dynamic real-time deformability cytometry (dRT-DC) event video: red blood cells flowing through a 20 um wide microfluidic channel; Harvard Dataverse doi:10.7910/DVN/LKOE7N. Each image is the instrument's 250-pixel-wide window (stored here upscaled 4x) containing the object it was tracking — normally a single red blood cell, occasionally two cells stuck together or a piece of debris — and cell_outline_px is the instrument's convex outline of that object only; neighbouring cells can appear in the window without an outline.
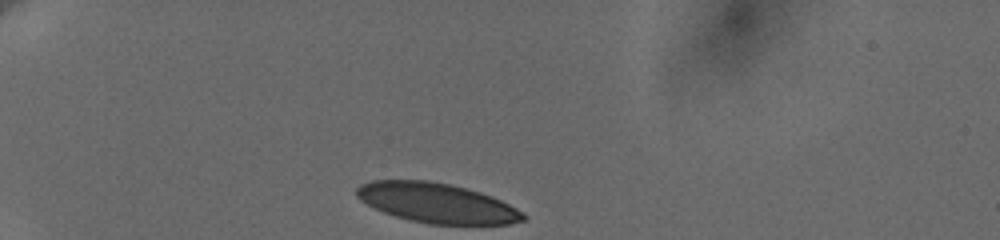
{"species": "human", "species_latin": "Homo sapiens", "temperature_condition": "cold", "stored_images_in_passage": 35, "camera_frame_rate_fps": 3000, "um_per_image_px": 0.085, "donor": {"sex": "female"}, "frame": {"image": 1, "passage_image": 1, "time_ms": 0.0, "image_size_px": [1000, 240], "cell_outline_px": [[528, 216], [524, 220], [508, 224], [428, 224], [408, 220], [384, 212], [360, 200], [356, 196], [356, 188], [360, 184], [372, 180], [428, 180], [452, 184], [480, 192], [492, 196], [524, 212]], "centroid_in_image_um": [37.13, 17.24], "position_along_channel_um": 47.9, "area_um2": 38.67}}
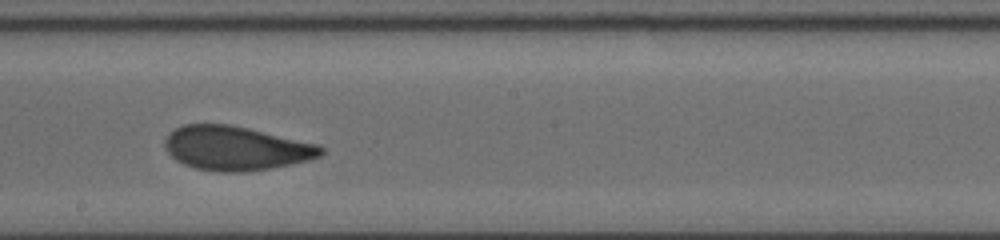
{"frame": {"image": 2, "passage_image": 20, "time_ms": 6.333, "image_size_px": [1000, 240], "cell_outline_px": [[324, 152], [320, 156], [308, 160], [292, 164], [244, 172], [216, 172], [196, 168], [184, 164], [176, 160], [164, 148], [164, 140], [176, 128], [184, 124], [228, 124], [248, 128], [320, 144], [324, 148]], "centroid_in_image_um": [20.07, 12.6], "position_along_channel_um": 228.1, "area_um2": 40.11}}
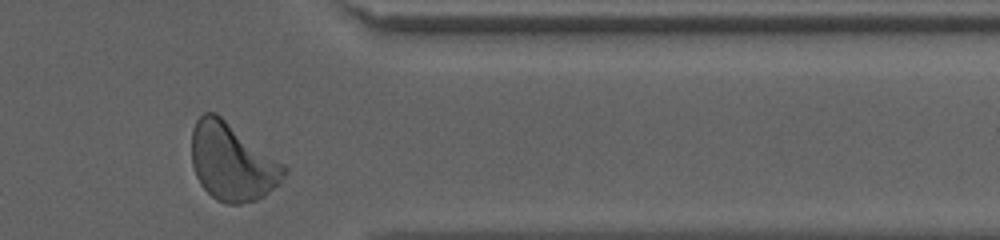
{"frame": {"image": 3, "passage_image": 34, "time_ms": 11.0, "image_size_px": [1000, 240], "cell_outline_px": [[288, 172], [280, 184], [264, 196], [256, 200], [240, 204], [224, 204], [216, 200], [200, 184], [196, 176], [192, 164], [192, 128], [196, 120], [204, 112], [216, 112], [284, 164], [288, 168]], "centroid_in_image_um": [19.74, 13.78], "position_along_channel_um": 391.7, "area_um2": 42.02}, "authors_computed_cell_mechanics": {"area_um2": 40.2866, "velocity_mm_per_s": 3.6157, "shape_relaxation_time_tau1_ms": 5.3269, "shape_relaxation_time_tau2_ms": 1.0543, "deformation_change_tau1": 0.1516, "deformation_change_tau2": 0.0613}}